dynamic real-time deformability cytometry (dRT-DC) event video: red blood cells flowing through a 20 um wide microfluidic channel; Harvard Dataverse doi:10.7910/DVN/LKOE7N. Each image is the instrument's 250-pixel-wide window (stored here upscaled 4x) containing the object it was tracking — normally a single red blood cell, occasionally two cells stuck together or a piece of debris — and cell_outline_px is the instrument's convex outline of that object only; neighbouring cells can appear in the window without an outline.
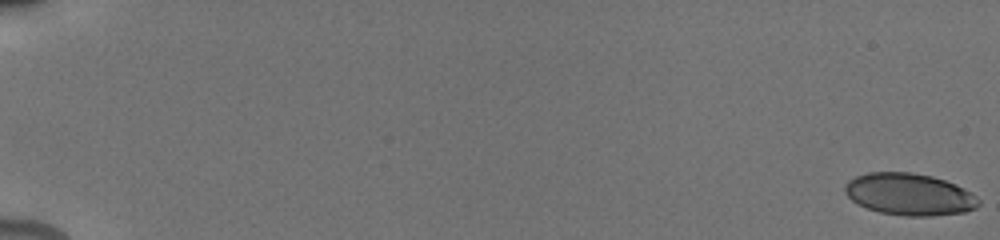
{"species": "human", "species_latin": "Homo sapiens", "temperature_condition": "cold", "stored_images_in_passage": 32, "camera_frame_rate_fps": 3000, "um_per_image_px": 0.085, "donor": {"sex": "male"}, "frame": {"image": 1, "passage_image": 1, "time_ms": 0.0, "image_size_px": [1000, 240], "cell_outline_px": [[980, 204], [976, 208], [964, 212], [932, 216], [904, 216], [880, 212], [856, 204], [844, 192], [844, 184], [848, 180], [856, 176], [868, 172], [912, 172], [932, 176], [956, 184], [972, 192], [980, 200]], "centroid_in_image_um": [77.29, 16.51], "position_along_channel_um": 7.7, "area_um2": 32.95}}
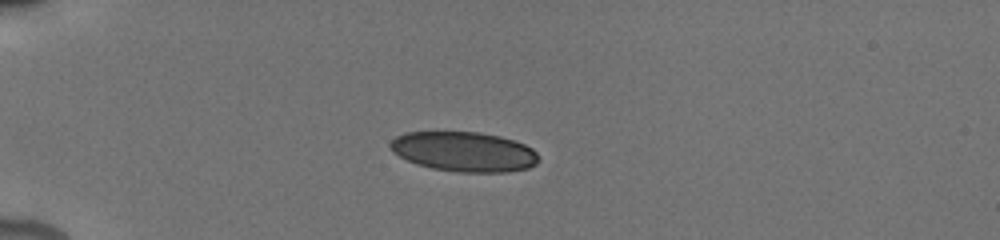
{"frame": {"image": 2, "passage_image": 18, "time_ms": 5.333, "image_size_px": [1000, 240], "cell_outline_px": [[540, 160], [536, 164], [528, 168], [504, 172], [456, 172], [432, 168], [416, 164], [392, 152], [388, 144], [396, 136], [404, 132], [480, 132], [500, 136], [524, 144], [532, 148], [536, 152]], "centroid_in_image_um": [39.43, 12.89], "position_along_channel_um": 45.6, "area_um2": 34.51}}
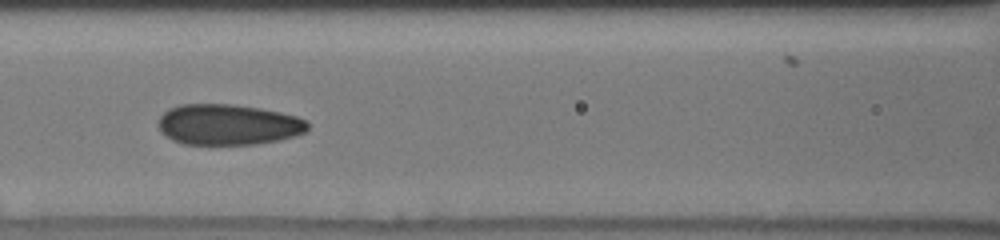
{"frame": {"image": 3, "passage_image": 30, "time_ms": 9.0, "image_size_px": [1000, 240], "cell_outline_px": [[308, 132], [296, 136], [280, 140], [256, 144], [184, 144], [172, 140], [160, 132], [160, 116], [168, 108], [180, 104], [232, 104], [260, 108], [280, 112], [296, 116], [304, 120], [308, 124]], "centroid_in_image_um": [19.41, 10.59], "position_along_channel_um": 147.2, "area_um2": 35.6}}